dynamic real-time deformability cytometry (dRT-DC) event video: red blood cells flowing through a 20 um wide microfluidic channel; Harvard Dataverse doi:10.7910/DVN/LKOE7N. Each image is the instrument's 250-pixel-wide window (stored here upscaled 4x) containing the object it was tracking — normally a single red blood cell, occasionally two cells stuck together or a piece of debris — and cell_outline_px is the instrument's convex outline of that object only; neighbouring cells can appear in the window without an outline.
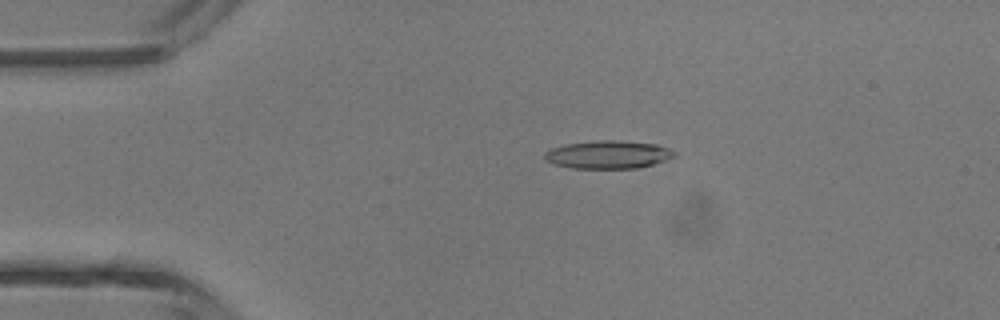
{"species": "common noctule bat (a hibernating species)", "species_latin": "Nyctalus noctula", "temperature_condition": "room temperature", "stored_images_in_passage": 2, "camera_frame_rate_fps": 3000, "um_per_image_px": 0.085, "animal": {"sex": "male", "body_mass_g": 13.3}, "frame": {"image": 1, "passage_image": 1, "time_ms": 0.0, "image_size_px": [1000, 320], "cell_outline_px": [[676, 156], [652, 164], [636, 168], [572, 168], [552, 164], [544, 160], [544, 152], [552, 148], [564, 144], [600, 140], [612, 140], [656, 144], [668, 148], [676, 152]], "centroid_in_image_um": [51.64, 13.14], "position_along_channel_um": 33.4, "area_um2": 21.1}}